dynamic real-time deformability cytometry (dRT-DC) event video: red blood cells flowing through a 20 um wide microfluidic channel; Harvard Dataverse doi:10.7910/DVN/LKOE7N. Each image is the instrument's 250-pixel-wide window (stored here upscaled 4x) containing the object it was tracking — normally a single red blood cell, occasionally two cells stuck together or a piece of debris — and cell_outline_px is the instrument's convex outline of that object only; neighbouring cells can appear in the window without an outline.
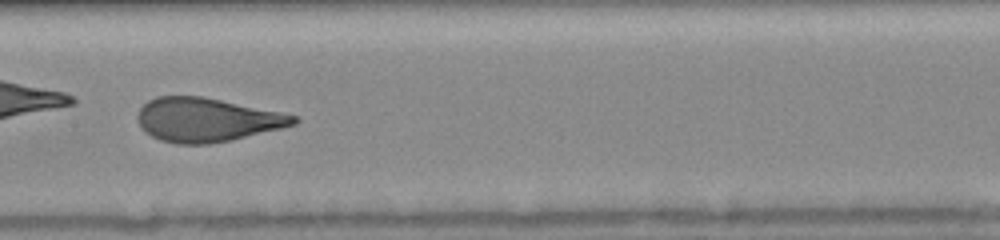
{"species": "human", "species_latin": "Homo sapiens", "temperature_condition": "room temperature", "stored_images_in_passage": 43, "camera_frame_rate_fps": 3000, "um_per_image_px": 0.085, "donor": {"sex": "female"}, "frame": {"image": 1, "passage_image": 25, "time_ms": 8.0, "image_size_px": [1000, 240], "cell_outline_px": [[300, 120], [296, 124], [280, 128], [228, 140], [208, 144], [180, 144], [160, 140], [152, 136], [140, 124], [136, 116], [140, 108], [148, 100], [156, 96], [204, 96], [280, 112], [296, 116]], "centroid_in_image_um": [17.56, 10.16], "position_along_channel_um": 189.8, "area_um2": 39.42}}
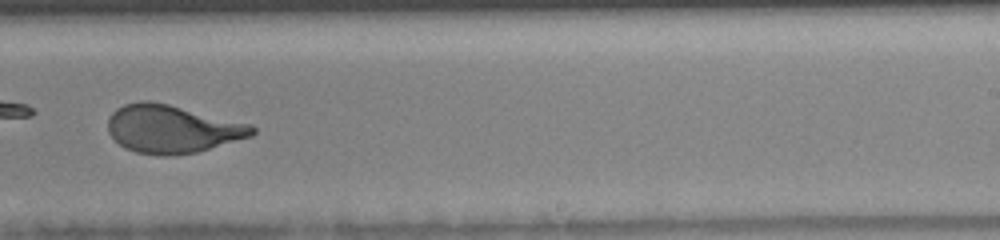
{"frame": {"image": 2, "passage_image": 31, "time_ms": 10.0, "image_size_px": [1000, 240], "cell_outline_px": [[256, 132], [252, 136], [196, 152], [136, 152], [124, 148], [108, 132], [108, 120], [112, 112], [116, 108], [124, 104], [140, 100], [148, 100], [168, 104], [252, 124], [256, 128]], "centroid_in_image_um": [14.64, 10.9], "position_along_channel_um": 274.4, "area_um2": 39.42}}